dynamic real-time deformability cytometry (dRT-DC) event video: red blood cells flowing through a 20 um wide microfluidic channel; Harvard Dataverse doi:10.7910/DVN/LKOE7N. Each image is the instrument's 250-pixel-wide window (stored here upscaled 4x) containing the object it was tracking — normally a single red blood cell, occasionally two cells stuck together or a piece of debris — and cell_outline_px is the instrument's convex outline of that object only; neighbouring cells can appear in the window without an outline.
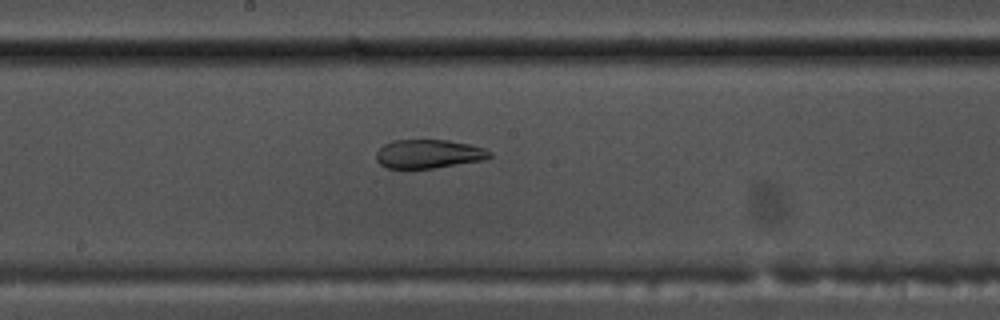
{"species": "common noctule bat (a hibernating species)", "species_latin": "Nyctalus noctula", "temperature_condition": "warm", "stored_images_in_passage": 55, "camera_frame_rate_fps": 3000, "um_per_image_px": 0.085, "animal": {"sex": "male", "body_mass_g": 17.5, "forearm_length_mm": 52.3}, "frame": {"image": 1, "passage_image": 30, "time_ms": 9.667, "image_size_px": [1000, 320], "cell_outline_px": [[492, 156], [484, 160], [432, 168], [388, 168], [380, 164], [376, 160], [376, 152], [384, 144], [392, 140], [448, 140], [468, 144], [484, 148], [492, 152]], "centroid_in_image_um": [36.43, 13.08], "position_along_channel_um": 211.8, "area_um2": 18.96}}
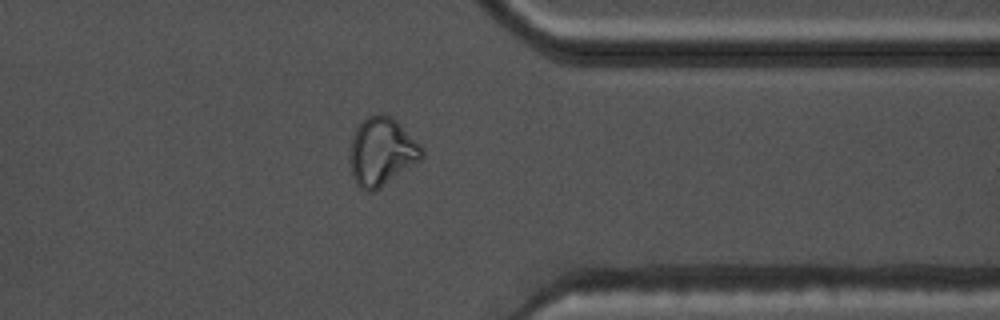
{"frame": {"image": 2, "passage_image": 44, "time_ms": 14.333, "image_size_px": [1000, 320], "cell_outline_px": [[424, 156], [420, 160], [380, 188], [372, 192], [364, 192], [356, 184], [352, 176], [348, 156], [352, 136], [356, 128], [368, 116], [380, 112], [384, 112], [392, 116], [420, 144], [424, 152]], "centroid_in_image_um": [32.41, 12.89], "position_along_channel_um": 379.0, "area_um2": 28.9}}
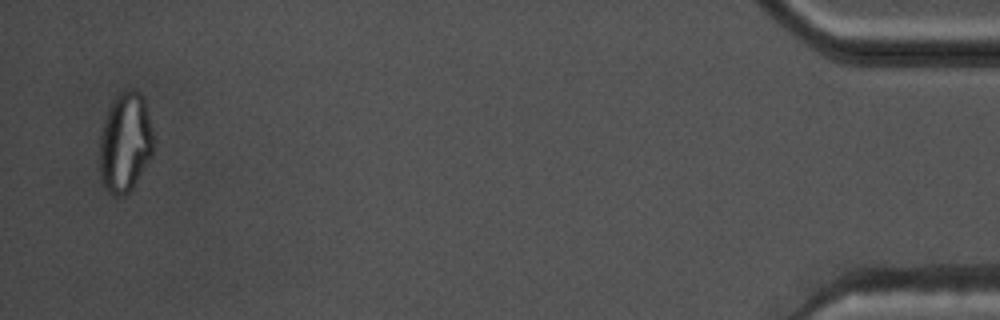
{"frame": {"image": 3, "passage_image": 54, "time_ms": 17.667, "image_size_px": [1000, 320], "cell_outline_px": [[152, 156], [132, 188], [124, 196], [112, 196], [104, 188], [100, 180], [100, 136], [104, 120], [112, 100], [120, 92], [128, 88], [136, 88], [144, 96], [152, 128]], "centroid_in_image_um": [10.63, 12.1], "position_along_channel_um": 424.6, "area_um2": 31.67}, "authors_computed_cell_mechanics": {"area_um2": 24.9118, "velocity_mm_per_s": 3.7221, "shape_relaxation_time_tau1_ms": null, "shape_relaxation_time_tau2_ms": 2.4498, "deformation_change_tau1": null, "deformation_change_tau2": 0.096}}